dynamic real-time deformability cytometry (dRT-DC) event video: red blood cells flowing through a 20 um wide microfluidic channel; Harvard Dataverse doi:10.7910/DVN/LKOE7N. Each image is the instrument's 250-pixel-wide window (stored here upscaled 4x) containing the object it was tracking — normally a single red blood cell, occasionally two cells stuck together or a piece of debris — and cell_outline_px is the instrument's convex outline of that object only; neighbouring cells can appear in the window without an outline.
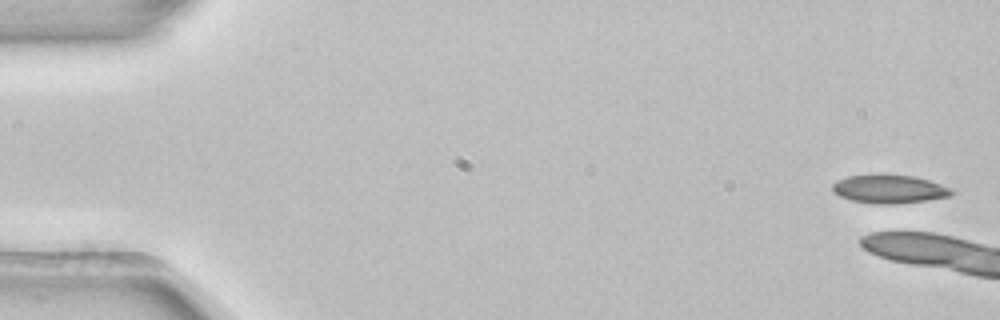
{"species": "common noctule bat (a hibernating species)", "species_latin": "Nyctalus noctula", "temperature_condition": "room temperature", "stored_images_in_passage": 4, "camera_frame_rate_fps": 3000, "um_per_image_px": 0.085, "animal": {"sex": "female", "body_mass_g": 22.7, "forearm_length_mm": 54.2}, "frame": {"image": 1, "passage_image": 1, "time_ms": 0.0, "image_size_px": [1000, 320], "cell_outline_px": [[956, 192], [952, 196], [924, 200], [892, 204], [876, 204], [852, 200], [840, 196], [832, 192], [832, 184], [836, 180], [848, 176], [916, 176], [952, 188]], "centroid_in_image_um": [75.61, 16.09], "position_along_channel_um": 9.4, "area_um2": 19.36}}